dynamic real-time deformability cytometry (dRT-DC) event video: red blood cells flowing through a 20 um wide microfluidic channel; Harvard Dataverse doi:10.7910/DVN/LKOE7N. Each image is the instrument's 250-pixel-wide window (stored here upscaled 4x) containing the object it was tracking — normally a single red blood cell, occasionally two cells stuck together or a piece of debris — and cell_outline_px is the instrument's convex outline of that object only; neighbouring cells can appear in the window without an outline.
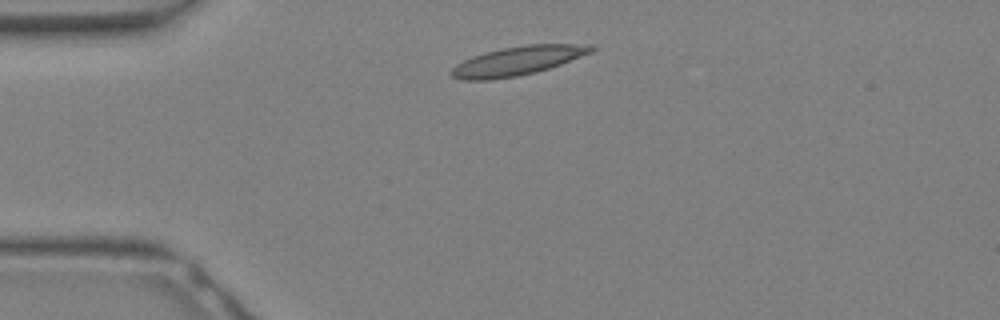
{"species": "Egyptian fruit bat (a non-hibernating species)", "species_latin": "Rousettus aegyptiacus", "temperature_condition": "warm", "stored_images_in_passage": 5, "camera_frame_rate_fps": 3000, "um_per_image_px": 0.085, "animal": {"sex": "female"}, "frame": {"image": 1, "passage_image": 1, "time_ms": 0.0, "image_size_px": [1000, 320], "cell_outline_px": [[596, 48], [592, 52], [560, 64], [536, 72], [516, 76], [492, 80], [460, 80], [452, 76], [452, 68], [456, 64], [472, 56], [504, 48], [528, 44], [592, 44]], "centroid_in_image_um": [44.01, 5.17], "position_along_channel_um": 41.0, "area_um2": 23.35}}
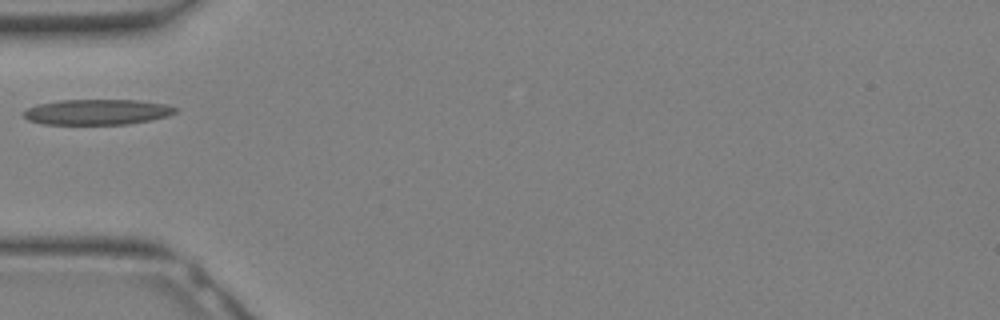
{"frame": {"image": 2, "passage_image": 4, "time_ms": 1.0, "image_size_px": [1000, 320], "cell_outline_px": [[180, 108], [176, 112], [168, 116], [128, 124], [44, 124], [28, 120], [24, 116], [24, 112], [28, 108], [36, 104], [60, 100], [140, 100], [168, 104]], "centroid_in_image_um": [8.3, 9.51], "position_along_channel_um": 76.7, "area_um2": 22.6}}